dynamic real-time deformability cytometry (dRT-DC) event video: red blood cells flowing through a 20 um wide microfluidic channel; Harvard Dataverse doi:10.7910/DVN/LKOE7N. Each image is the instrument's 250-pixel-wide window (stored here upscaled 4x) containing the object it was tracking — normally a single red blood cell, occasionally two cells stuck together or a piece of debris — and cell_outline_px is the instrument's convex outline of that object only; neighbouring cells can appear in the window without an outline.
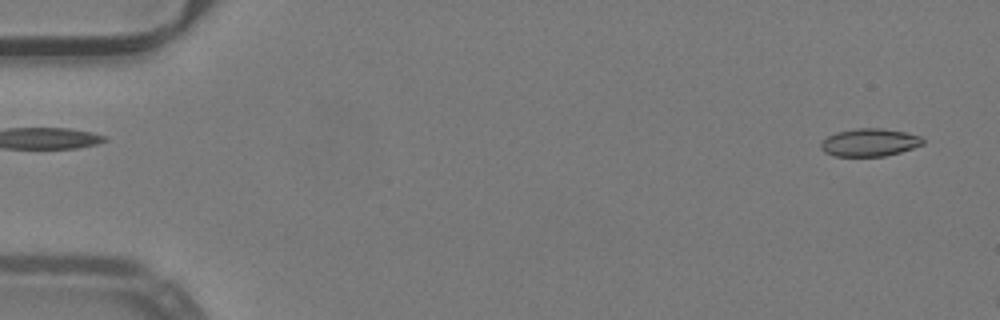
{"species": "common noctule bat (a hibernating species)", "species_latin": "Nyctalus noctula", "temperature_condition": "warm", "stored_images_in_passage": 8, "camera_frame_rate_fps": 3000, "um_per_image_px": 0.085, "animal": {"sex": "male", "body_mass_g": 19.2, "forearm_length_mm": 51.8}, "frame": {"image": 1, "passage_image": 2, "time_ms": 0.333, "image_size_px": [1000, 320], "cell_outline_px": [[924, 144], [900, 152], [884, 156], [832, 156], [824, 152], [820, 148], [820, 144], [828, 136], [836, 132], [856, 128], [884, 128], [904, 132], [920, 136], [924, 140]], "centroid_in_image_um": [73.9, 12.11], "position_along_channel_um": 11.1, "area_um2": 16.53}}